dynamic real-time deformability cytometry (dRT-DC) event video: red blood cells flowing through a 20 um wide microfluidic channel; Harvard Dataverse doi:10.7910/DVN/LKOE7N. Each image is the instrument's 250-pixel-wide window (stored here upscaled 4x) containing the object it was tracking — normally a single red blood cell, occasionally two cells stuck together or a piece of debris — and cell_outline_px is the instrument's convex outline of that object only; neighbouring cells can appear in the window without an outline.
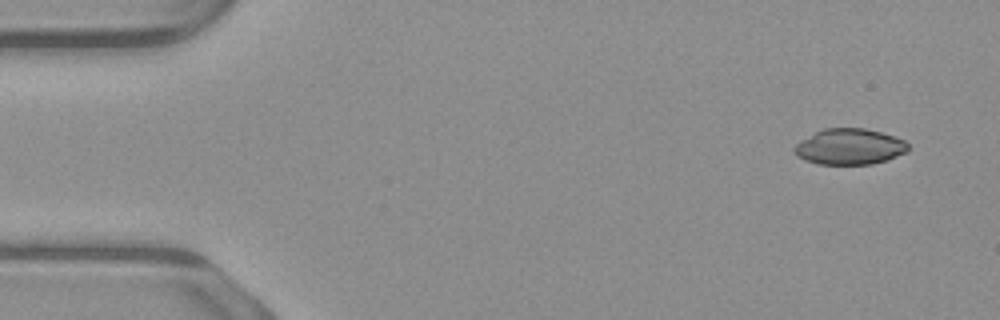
{"species": "common noctule bat (a hibernating species)", "species_latin": "Nyctalus noctula", "temperature_condition": "warm", "stored_images_in_passage": 28, "camera_frame_rate_fps": 3000, "um_per_image_px": 0.085, "animal": {"sex": "male", "body_mass_g": 23.1, "forearm_length_mm": 52.7}, "frame": {"image": 1, "passage_image": 1, "time_ms": 0.0, "image_size_px": [1000, 320], "cell_outline_px": [[908, 152], [888, 160], [872, 164], [820, 164], [804, 160], [796, 156], [792, 148], [800, 140], [824, 128], [864, 128], [880, 132], [904, 140], [908, 144]], "centroid_in_image_um": [72.2, 12.47], "position_along_channel_um": 12.8, "area_um2": 23.87}}
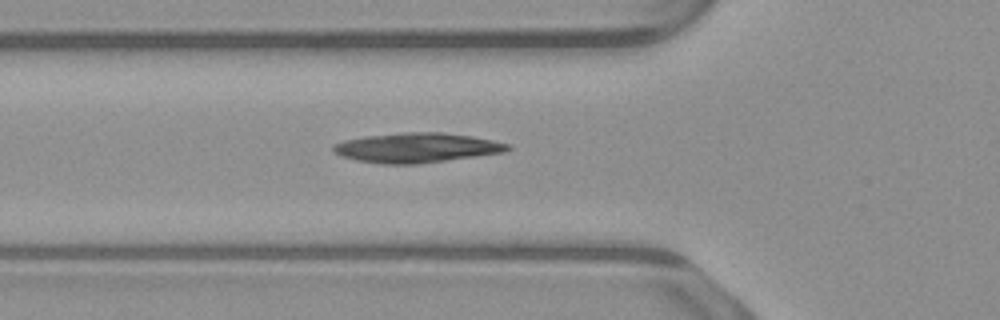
{"frame": {"image": 2, "passage_image": 16, "time_ms": 5.0, "image_size_px": [1000, 320], "cell_outline_px": [[512, 148], [504, 152], [416, 164], [380, 164], [356, 160], [340, 156], [332, 152], [332, 144], [344, 140], [364, 136], [404, 132], [440, 132], [472, 136], [492, 140], [508, 144]], "centroid_in_image_um": [35.34, 12.55], "position_along_channel_um": 90.5, "area_um2": 30.17}}
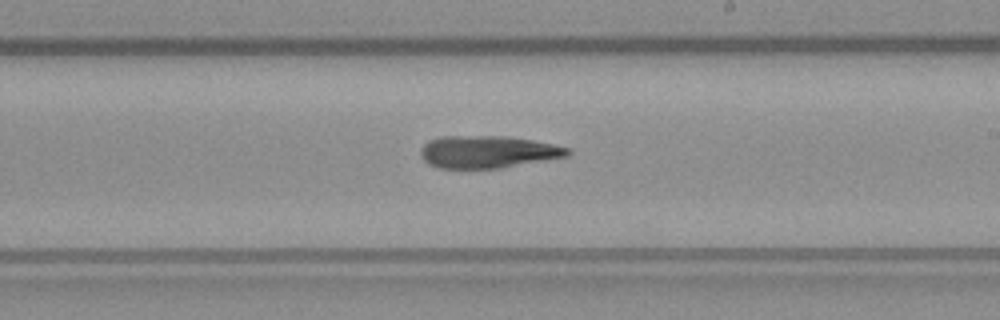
{"frame": {"image": 3, "passage_image": 28, "time_ms": 9.0, "image_size_px": [1000, 320], "cell_outline_px": [[572, 152], [568, 156], [500, 168], [440, 168], [428, 164], [420, 156], [420, 148], [428, 140], [440, 136], [504, 136], [532, 140], [572, 148]], "centroid_in_image_um": [41.44, 12.9], "position_along_channel_um": 247.6, "area_um2": 27.8}}